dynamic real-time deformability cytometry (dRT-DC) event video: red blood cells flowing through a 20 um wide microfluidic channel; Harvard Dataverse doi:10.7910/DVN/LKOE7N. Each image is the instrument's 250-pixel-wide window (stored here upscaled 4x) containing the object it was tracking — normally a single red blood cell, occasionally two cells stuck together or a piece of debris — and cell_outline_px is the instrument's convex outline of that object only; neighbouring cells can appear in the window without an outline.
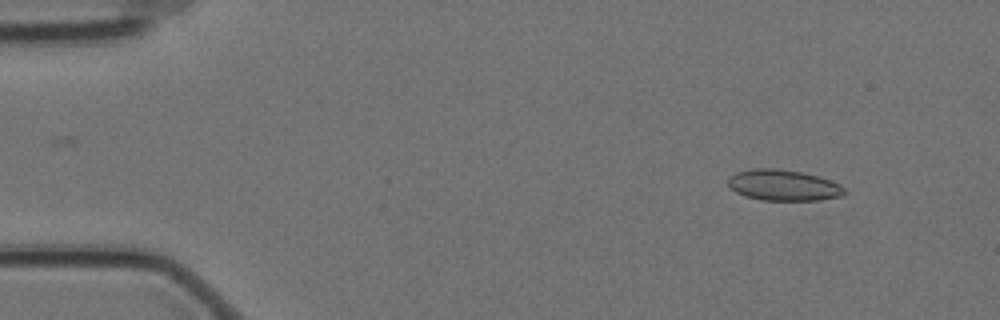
{"species": "Egyptian fruit bat (a non-hibernating species)", "species_latin": "Rousettus aegyptiacus", "temperature_condition": "cold", "stored_images_in_passage": 3, "camera_frame_rate_fps": 3000, "um_per_image_px": 0.085, "animal": {"sex": "female"}, "frame": {"image": 1, "passage_image": 3, "time_ms": 0.667, "image_size_px": [1000, 320], "cell_outline_px": [[848, 192], [844, 196], [820, 200], [760, 200], [744, 196], [736, 192], [728, 184], [728, 176], [736, 172], [752, 168], [776, 168], [800, 172], [816, 176], [840, 184]], "centroid_in_image_um": [66.58, 15.75], "position_along_channel_um": 18.4, "area_um2": 21.1}}